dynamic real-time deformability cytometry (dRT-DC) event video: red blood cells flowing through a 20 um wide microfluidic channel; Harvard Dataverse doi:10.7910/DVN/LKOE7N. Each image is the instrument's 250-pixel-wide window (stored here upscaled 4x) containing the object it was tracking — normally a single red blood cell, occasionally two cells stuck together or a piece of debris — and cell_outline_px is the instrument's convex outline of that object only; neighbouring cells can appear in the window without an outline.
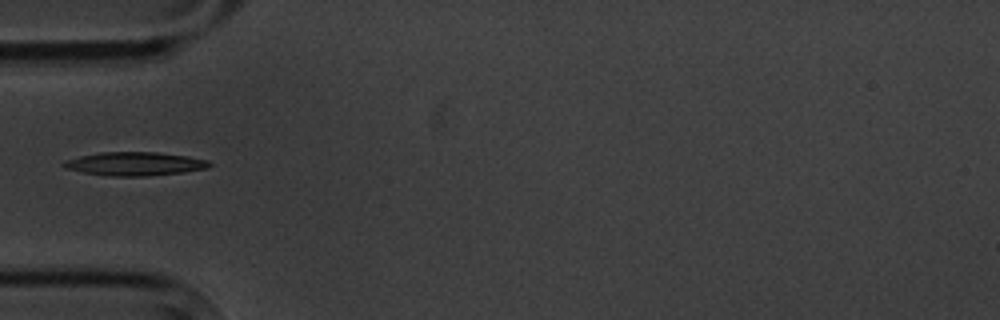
{"species": "common noctule bat (a hibernating species)", "species_latin": "Nyctalus noctula", "temperature_condition": "cold", "stored_images_in_passage": 8, "camera_frame_rate_fps": 3000, "um_per_image_px": 0.085, "animal": {"sex": "male", "body_mass_g": 20.1, "forearm_length_mm": 53.5}, "frame": {"image": 1, "passage_image": 3, "time_ms": 2.333, "image_size_px": [1000, 320], "cell_outline_px": [[212, 164], [208, 168], [184, 172], [148, 176], [108, 176], [84, 172], [64, 168], [60, 164], [68, 160], [80, 156], [100, 152], [156, 152], [188, 156], [208, 160]], "centroid_in_image_um": [11.48, 13.92], "position_along_channel_um": 73.5, "area_um2": 20.0}}
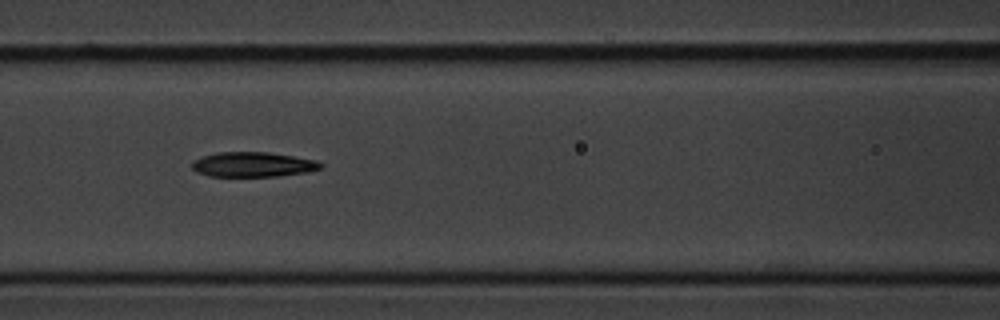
{"frame": {"image": 2, "passage_image": 5, "time_ms": 4.333, "image_size_px": [1000, 320], "cell_outline_px": [[324, 164], [320, 168], [308, 172], [280, 176], [208, 176], [196, 172], [192, 168], [192, 160], [216, 152], [268, 152], [316, 160]], "centroid_in_image_um": [21.49, 13.98], "position_along_channel_um": 145.1, "area_um2": 18.67}}
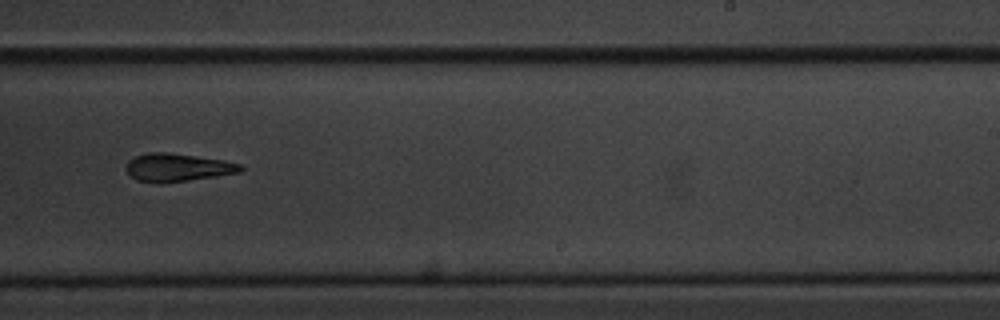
{"frame": {"image": 3, "passage_image": 8, "time_ms": 8.0, "image_size_px": [1000, 320], "cell_outline_px": [[244, 168], [240, 172], [216, 176], [160, 184], [156, 184], [136, 180], [124, 168], [128, 160], [136, 156], [148, 152], [168, 152], [224, 160], [240, 164]], "centroid_in_image_um": [15.05, 14.24], "position_along_channel_um": 274.0, "area_um2": 18.79}}